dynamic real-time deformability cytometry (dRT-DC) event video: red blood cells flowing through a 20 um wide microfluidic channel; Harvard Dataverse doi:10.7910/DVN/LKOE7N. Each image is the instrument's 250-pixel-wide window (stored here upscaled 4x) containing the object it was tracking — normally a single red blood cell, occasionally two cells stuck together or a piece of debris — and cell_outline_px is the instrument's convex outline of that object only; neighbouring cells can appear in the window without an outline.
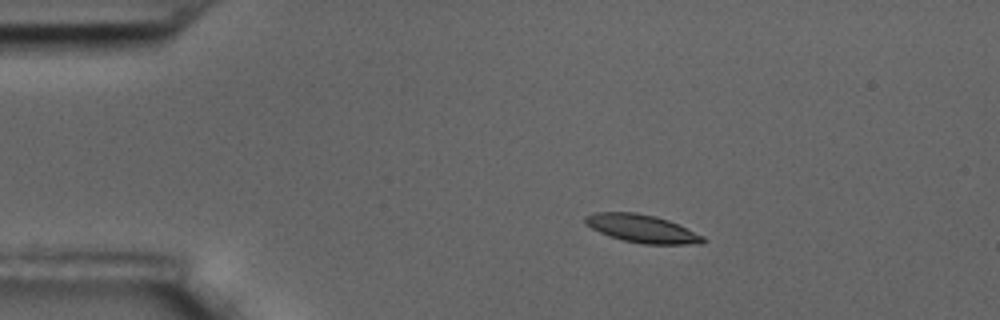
{"species": "common noctule bat (a hibernating species)", "species_latin": "Nyctalus noctula", "temperature_condition": "room temperature", "stored_images_in_passage": 6, "camera_frame_rate_fps": 3000, "um_per_image_px": 0.085, "animal": {"sex": "male", "body_mass_g": 17.5, "forearm_length_mm": 52.3}, "frame": {"image": 1, "passage_image": 3, "time_ms": 0.667, "image_size_px": [1000, 320], "cell_outline_px": [[708, 240], [704, 244], [644, 244], [624, 240], [608, 236], [584, 224], [584, 216], [596, 212], [636, 212], [656, 216], [668, 220], [704, 236]], "centroid_in_image_um": [54.58, 19.43], "position_along_channel_um": 30.4, "area_um2": 19.31}}
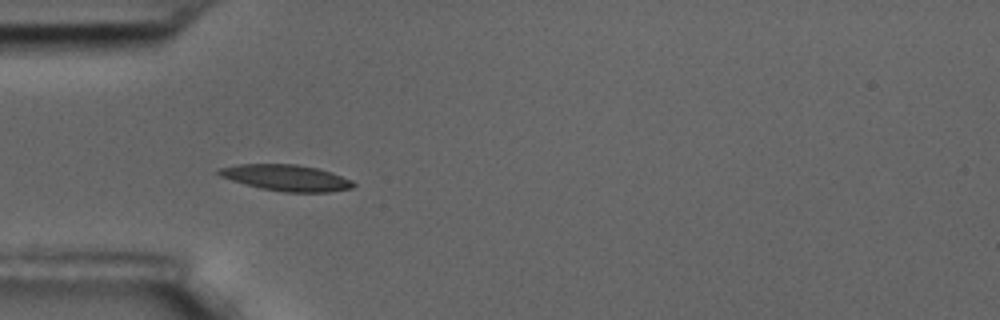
{"frame": {"image": 2, "passage_image": 5, "time_ms": 1.333, "image_size_px": [1000, 320], "cell_outline_px": [[356, 184], [352, 188], [328, 192], [284, 192], [260, 188], [244, 184], [220, 176], [216, 172], [220, 168], [236, 164], [296, 164], [316, 168], [332, 172], [352, 180]], "centroid_in_image_um": [24.34, 15.11], "position_along_channel_um": 60.7, "area_um2": 20.52}}